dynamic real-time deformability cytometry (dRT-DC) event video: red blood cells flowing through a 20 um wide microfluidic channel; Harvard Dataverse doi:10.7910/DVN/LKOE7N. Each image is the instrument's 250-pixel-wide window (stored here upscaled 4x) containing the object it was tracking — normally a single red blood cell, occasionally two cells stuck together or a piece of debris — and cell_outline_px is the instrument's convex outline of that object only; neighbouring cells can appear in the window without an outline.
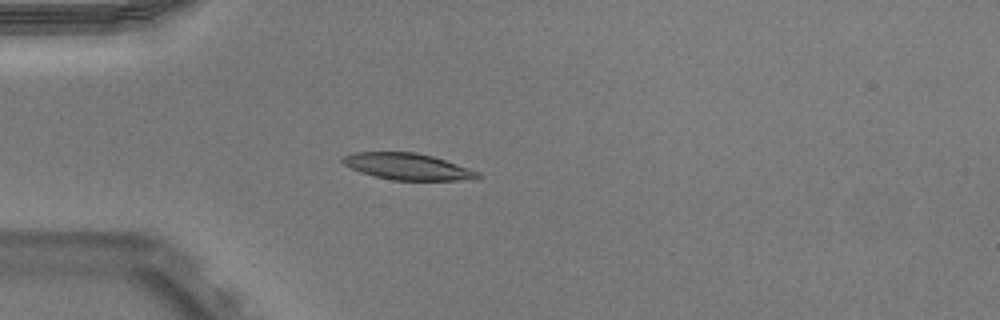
{"species": "Egyptian fruit bat (a non-hibernating species)", "species_latin": "Rousettus aegyptiacus", "temperature_condition": "warm", "stored_images_in_passage": 38, "camera_frame_rate_fps": 3000, "um_per_image_px": 0.085, "animal": {"sex": "male"}, "frame": {"image": 1, "passage_image": 1, "time_ms": 0.0, "image_size_px": [1000, 320], "cell_outline_px": [[480, 176], [476, 180], [392, 180], [360, 172], [344, 164], [340, 160], [344, 156], [356, 152], [412, 152], [432, 156], [480, 172]], "centroid_in_image_um": [34.66, 14.16], "position_along_channel_um": 50.3, "area_um2": 20.63}}
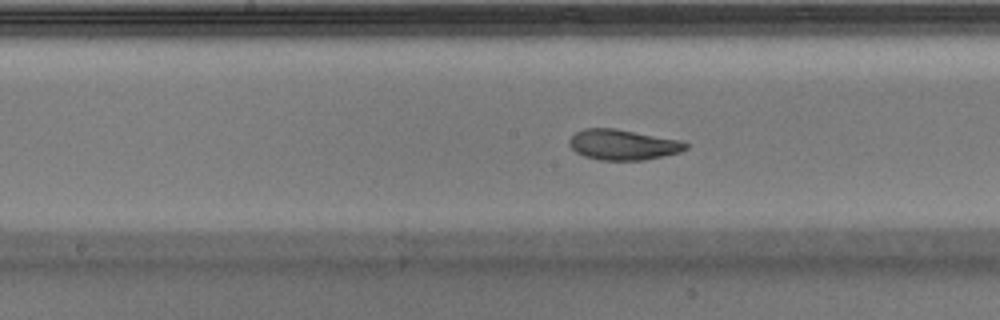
{"frame": {"image": 2, "passage_image": 13, "time_ms": 4.0, "image_size_px": [1000, 320], "cell_outline_px": [[688, 148], [680, 152], [644, 160], [600, 160], [584, 156], [576, 152], [568, 144], [568, 140], [576, 132], [584, 128], [616, 128], [680, 140], [688, 144]], "centroid_in_image_um": [52.94, 12.29], "position_along_channel_um": 195.3, "area_um2": 20.69}}
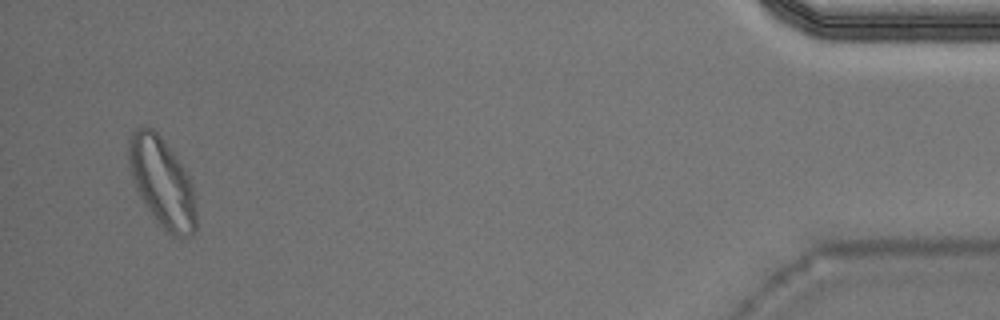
{"frame": {"image": 3, "passage_image": 36, "time_ms": 11.667, "image_size_px": [1000, 320], "cell_outline_px": [[196, 228], [188, 236], [172, 236], [164, 232], [144, 204], [136, 188], [132, 176], [128, 160], [128, 140], [132, 132], [140, 128], [152, 128], [160, 136], [176, 156], [188, 172], [192, 184], [196, 212]], "centroid_in_image_um": [13.78, 15.52], "position_along_channel_um": 421.4, "area_um2": 35.03}, "authors_computed_cell_mechanics": {"area_um2": 21.1837, "velocity_mm_per_s": 3.9293, "shape_relaxation_time_tau1_ms": 3.9049, "shape_relaxation_time_tau2_ms": 0.9991, "deformation_change_tau1": 0.1752, "deformation_change_tau2": 0.0741}}